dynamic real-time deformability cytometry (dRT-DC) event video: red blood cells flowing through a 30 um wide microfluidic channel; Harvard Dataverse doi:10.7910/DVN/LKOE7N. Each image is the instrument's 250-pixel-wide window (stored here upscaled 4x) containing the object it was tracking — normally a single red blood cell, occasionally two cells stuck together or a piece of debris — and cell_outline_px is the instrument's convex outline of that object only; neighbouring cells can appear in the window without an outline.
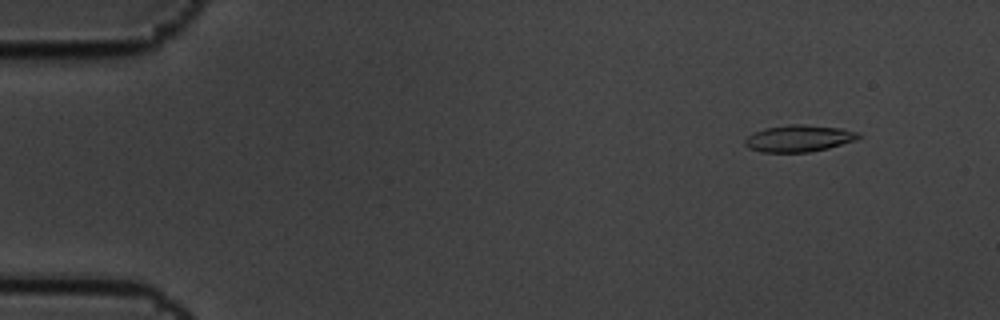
{"species": "common noctule bat (a hibernating species)", "species_latin": "Nyctalus noctula", "temperature_condition": "cold", "stored_images_in_passage": 6, "camera_frame_rate_fps": 3000, "um_per_image_px": 0.085, "animal": {"sex": "male", "body_mass_g": 19.5, "forearm_length_mm": 54.6}, "frame": {"image": 1, "passage_image": 2, "time_ms": 0.333, "image_size_px": [1000, 320], "cell_outline_px": [[860, 136], [856, 140], [828, 148], [812, 152], [764, 152], [748, 148], [744, 144], [744, 140], [752, 132], [764, 128], [788, 124], [804, 124], [840, 128], [860, 132]], "centroid_in_image_um": [67.89, 11.76], "position_along_channel_um": 17.1, "area_um2": 17.86}}
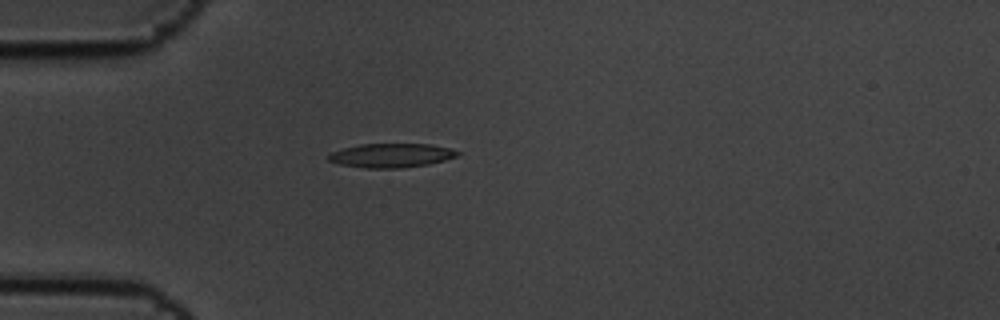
{"frame": {"image": 2, "passage_image": 5, "time_ms": 1.333, "image_size_px": [1000, 320], "cell_outline_px": [[460, 152], [456, 156], [444, 160], [428, 164], [400, 168], [364, 168], [340, 164], [328, 160], [324, 156], [332, 152], [344, 148], [360, 144], [432, 144], [452, 148]], "centroid_in_image_um": [33.24, 13.21], "position_along_channel_um": 51.8, "area_um2": 18.09}}